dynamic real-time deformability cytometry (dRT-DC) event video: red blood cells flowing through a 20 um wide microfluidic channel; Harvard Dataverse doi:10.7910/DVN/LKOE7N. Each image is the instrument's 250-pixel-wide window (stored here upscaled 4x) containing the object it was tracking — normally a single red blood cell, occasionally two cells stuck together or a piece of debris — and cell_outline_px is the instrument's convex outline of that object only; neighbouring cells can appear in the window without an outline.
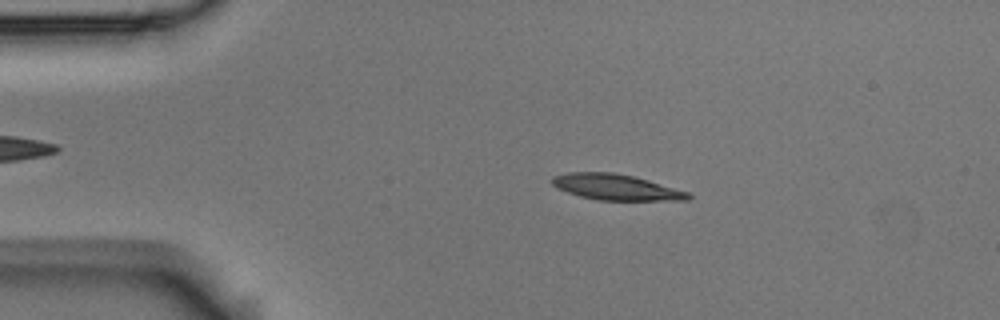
{"species": "Egyptian fruit bat (a non-hibernating species)", "species_latin": "Rousettus aegyptiacus", "temperature_condition": "room temperature", "stored_images_in_passage": 4, "camera_frame_rate_fps": 3000, "um_per_image_px": 0.085, "animal": {"sex": "male"}, "frame": {"image": 1, "passage_image": 2, "time_ms": 0.333, "image_size_px": [1000, 320], "cell_outline_px": [[692, 196], [688, 200], [596, 200], [580, 196], [556, 188], [552, 184], [552, 176], [568, 172], [612, 172], [632, 176], [648, 180], [688, 192]], "centroid_in_image_um": [52.33, 15.9], "position_along_channel_um": 32.7, "area_um2": 20.35}}
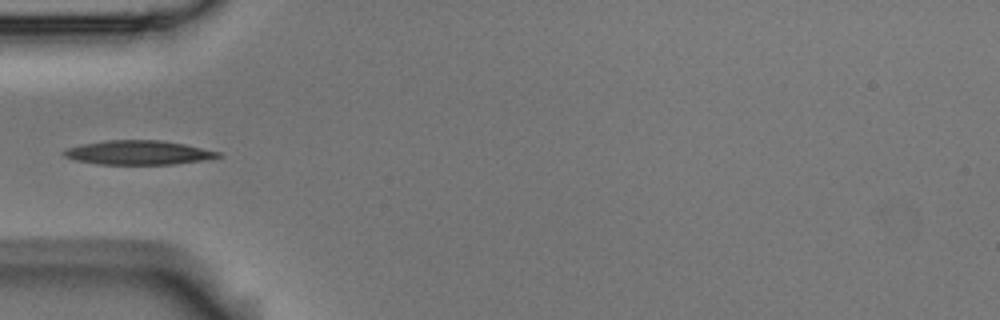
{"frame": {"image": 2, "passage_image": 4, "time_ms": 1.0, "image_size_px": [1000, 320], "cell_outline_px": [[224, 156], [176, 164], [96, 164], [76, 160], [64, 156], [60, 152], [64, 148], [80, 144], [108, 140], [160, 140], [184, 144], [220, 152]], "centroid_in_image_um": [11.7, 12.96], "position_along_channel_um": 73.3, "area_um2": 21.73}}